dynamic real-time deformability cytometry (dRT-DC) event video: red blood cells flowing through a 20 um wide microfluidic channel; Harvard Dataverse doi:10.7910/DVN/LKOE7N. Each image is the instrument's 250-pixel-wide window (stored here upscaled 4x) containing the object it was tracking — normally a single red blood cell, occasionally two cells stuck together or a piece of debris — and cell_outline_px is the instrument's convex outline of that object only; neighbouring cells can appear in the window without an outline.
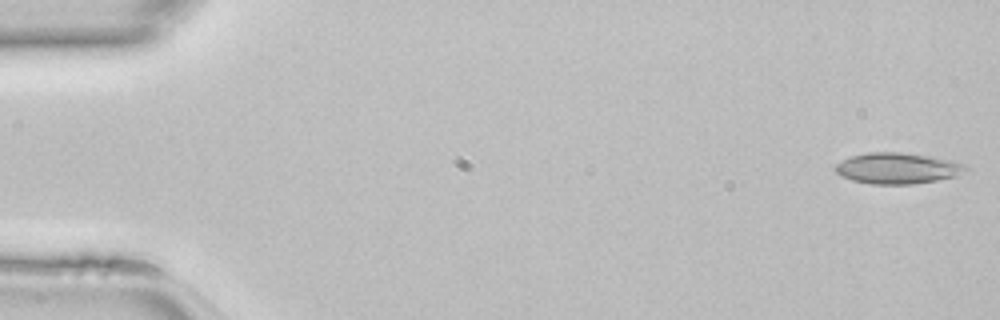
{"species": "common noctule bat (a hibernating species)", "species_latin": "Nyctalus noctula", "temperature_condition": "room temperature", "stored_images_in_passage": 46, "camera_frame_rate_fps": 3000, "um_per_image_px": 0.085, "animal": {"sex": "female", "body_mass_g": 22.7, "forearm_length_mm": 54.2}, "frame": {"image": 1, "passage_image": 1, "time_ms": 0.0, "image_size_px": [1000, 320], "cell_outline_px": [[968, 168], [956, 176], [936, 180], [912, 184], [872, 184], [852, 180], [840, 176], [832, 168], [836, 164], [852, 156], [868, 152], [900, 152], [928, 156], [952, 160], [964, 164]], "centroid_in_image_um": [76.25, 14.3], "position_along_channel_um": 8.8, "area_um2": 23.41}}
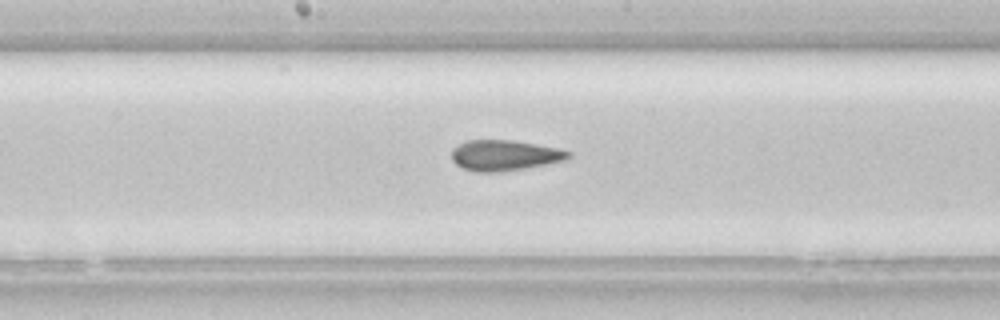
{"frame": {"image": 2, "passage_image": 24, "time_ms": 7.667, "image_size_px": [1000, 320], "cell_outline_px": [[572, 156], [564, 160], [524, 168], [500, 172], [476, 172], [464, 168], [456, 164], [452, 160], [452, 148], [468, 140], [512, 140], [560, 148], [572, 152]], "centroid_in_image_um": [42.9, 13.2], "position_along_channel_um": 205.3, "area_um2": 20.75}}
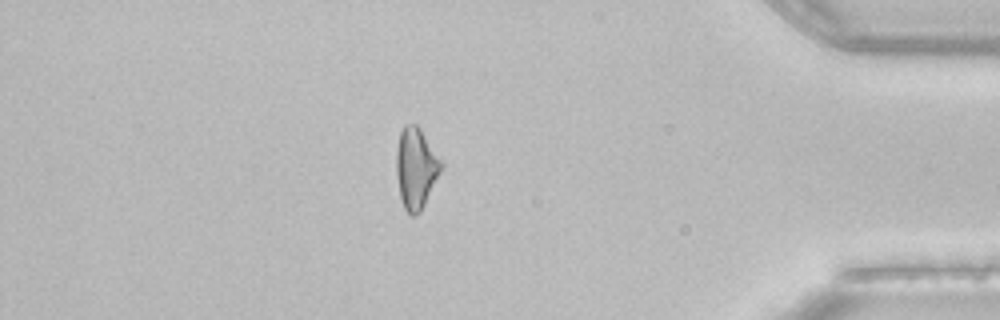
{"frame": {"image": 3, "passage_image": 40, "time_ms": 13.0, "image_size_px": [1000, 320], "cell_outline_px": [[444, 168], [420, 212], [416, 216], [412, 216], [404, 208], [400, 196], [396, 176], [396, 148], [400, 132], [404, 124], [416, 124], [420, 128], [444, 164]], "centroid_in_image_um": [35.36, 14.29], "position_along_channel_um": 399.8, "area_um2": 21.39}}